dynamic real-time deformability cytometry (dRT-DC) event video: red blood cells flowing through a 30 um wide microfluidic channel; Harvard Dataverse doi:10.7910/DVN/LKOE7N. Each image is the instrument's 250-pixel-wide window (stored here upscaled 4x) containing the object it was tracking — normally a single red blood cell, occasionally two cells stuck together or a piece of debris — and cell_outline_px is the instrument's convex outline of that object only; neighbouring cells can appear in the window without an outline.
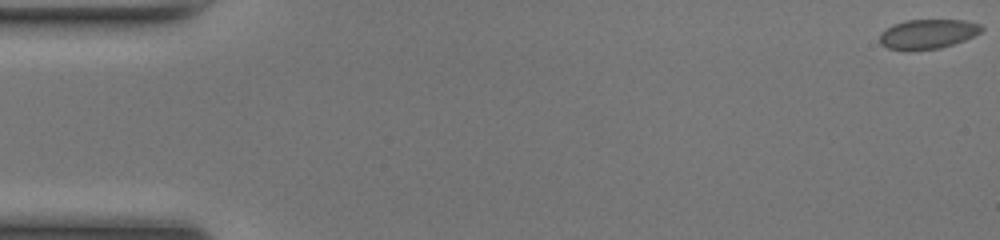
{"species": "common noctule bat (a hibernating species)", "species_latin": "Nyctalus noctula", "temperature_condition": "room temperature", "stored_images_in_passage": 14, "camera_frame_rate_fps": 3000, "um_per_image_px": 0.085, "animal": {"sex": "female", "body_mass_g": 17.0, "forearm_length_mm": 48.0}, "frame": {"image": 1, "passage_image": 1, "time_ms": 0.0, "image_size_px": [1000, 240], "cell_outline_px": [[984, 28], [980, 32], [964, 40], [940, 48], [888, 48], [880, 44], [880, 32], [892, 24], [904, 20], [964, 20], [980, 24]], "centroid_in_image_um": [78.85, 2.85], "position_along_channel_um": 6.1, "area_um2": 17.05}}
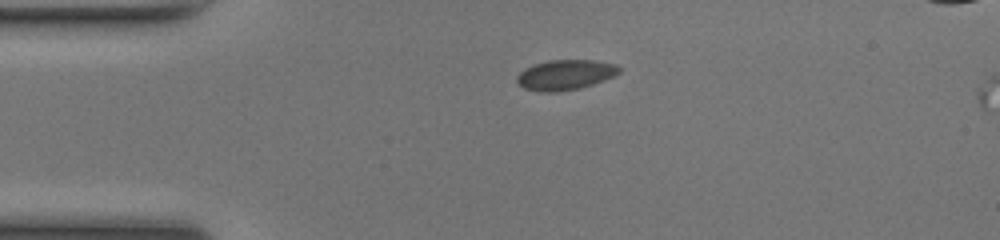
{"frame": {"image": 2, "passage_image": 12, "time_ms": 3.667, "image_size_px": [1000, 240], "cell_outline_px": [[620, 72], [604, 80], [580, 88], [556, 92], [540, 92], [524, 88], [516, 80], [516, 76], [524, 68], [548, 60], [596, 60], [616, 64], [620, 68]], "centroid_in_image_um": [48.04, 6.36], "position_along_channel_um": 37.0, "area_um2": 17.92}}